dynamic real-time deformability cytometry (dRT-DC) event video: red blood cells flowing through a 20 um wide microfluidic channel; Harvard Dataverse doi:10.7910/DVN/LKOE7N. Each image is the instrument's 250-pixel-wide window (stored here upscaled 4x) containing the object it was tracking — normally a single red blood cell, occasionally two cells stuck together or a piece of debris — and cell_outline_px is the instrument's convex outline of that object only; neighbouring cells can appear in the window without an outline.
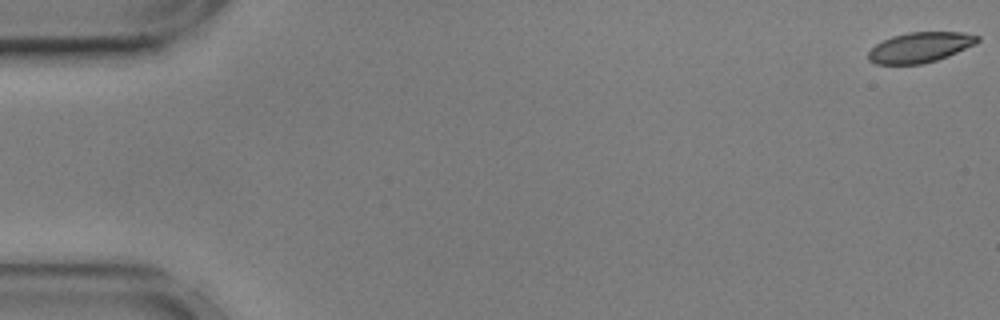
{"species": "common noctule bat (a hibernating species)", "species_latin": "Nyctalus noctula", "temperature_condition": "cold", "stored_images_in_passage": 8, "camera_frame_rate_fps": 3000, "um_per_image_px": 0.085, "animal": {"sex": "male", "body_mass_g": 17.9, "forearm_length_mm": 54.2}, "frame": {"image": 1, "passage_image": 1, "time_ms": 0.0, "image_size_px": [1000, 320], "cell_outline_px": [[980, 40], [976, 44], [948, 56], [936, 60], [920, 64], [876, 64], [868, 60], [868, 52], [876, 44], [892, 36], [908, 32], [964, 32], [980, 36]], "centroid_in_image_um": [78.22, 4.02], "position_along_channel_um": 6.8, "area_um2": 19.25}}